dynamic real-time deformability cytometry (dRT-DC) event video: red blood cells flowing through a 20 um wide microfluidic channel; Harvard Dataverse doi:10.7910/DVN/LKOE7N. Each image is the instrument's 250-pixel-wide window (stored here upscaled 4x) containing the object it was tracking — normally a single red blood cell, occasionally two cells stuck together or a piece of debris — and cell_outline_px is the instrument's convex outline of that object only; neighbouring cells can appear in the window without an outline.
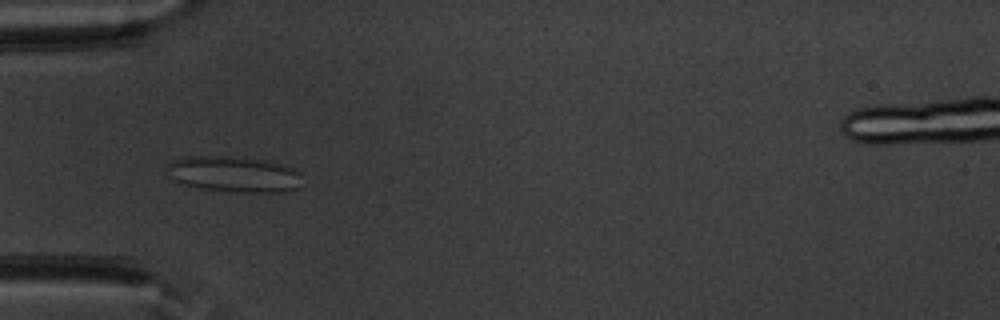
{"species": "common noctule bat (a hibernating species)", "species_latin": "Nyctalus noctula", "temperature_condition": "warm", "stored_images_in_passage": 47, "camera_frame_rate_fps": 3000, "um_per_image_px": 0.085, "animal": {"sex": "male", "body_mass_g": 20.1, "forearm_length_mm": 53.5}, "frame": {"image": 1, "passage_image": 12, "time_ms": 3.667, "image_size_px": [1000, 320], "cell_outline_px": [[300, 188], [284, 192], [232, 192], [200, 188], [176, 184], [172, 180], [168, 168], [168, 164], [172, 160], [188, 156], [244, 156], [280, 164], [292, 168], [300, 172]], "centroid_in_image_um": [19.86, 14.81], "position_along_channel_um": 65.1, "area_um2": 28.67}}
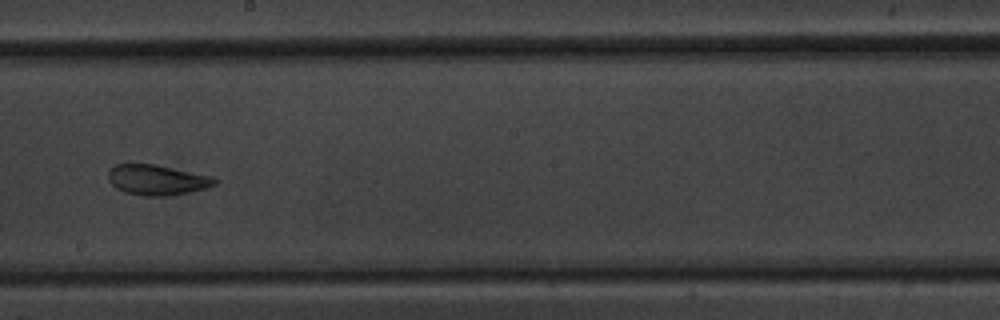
{"frame": {"image": 2, "passage_image": 25, "time_ms": 8.0, "image_size_px": [1000, 320], "cell_outline_px": [[216, 184], [208, 188], [188, 192], [164, 196], [144, 196], [124, 192], [116, 188], [108, 180], [108, 172], [116, 164], [156, 164], [212, 176], [216, 180]], "centroid_in_image_um": [13.34, 15.29], "position_along_channel_um": 234.9, "area_um2": 18.79}}
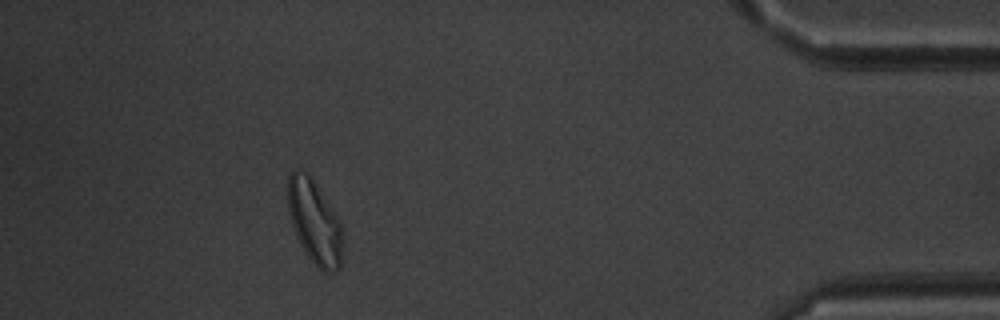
{"frame": {"image": 3, "passage_image": 42, "time_ms": 13.667, "image_size_px": [1000, 320], "cell_outline_px": [[344, 232], [340, 264], [332, 272], [324, 272], [316, 268], [300, 244], [292, 224], [288, 212], [288, 176], [296, 168], [304, 172], [312, 180], [340, 220]], "centroid_in_image_um": [26.74, 18.91], "position_along_channel_um": 408.5, "area_um2": 26.47}, "authors_computed_cell_mechanics": {"area_um2": 22.9466, "velocity_mm_per_s": 3.9327, "shape_relaxation_time_tau1_ms": null, "shape_relaxation_time_tau2_ms": 1.1293, "deformation_change_tau1": null, "deformation_change_tau2": 0.0894}}